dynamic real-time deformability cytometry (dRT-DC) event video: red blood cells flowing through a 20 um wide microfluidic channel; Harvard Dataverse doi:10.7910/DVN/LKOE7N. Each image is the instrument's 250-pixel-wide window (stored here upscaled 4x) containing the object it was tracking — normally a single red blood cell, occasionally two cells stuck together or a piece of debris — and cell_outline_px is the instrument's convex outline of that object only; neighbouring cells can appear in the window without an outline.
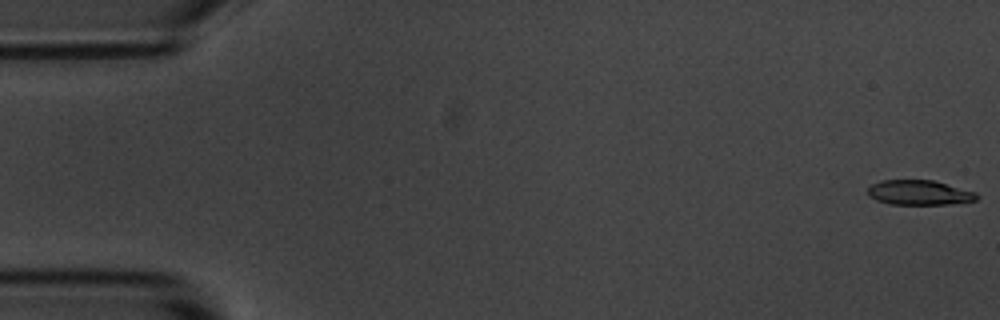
{"species": "common noctule bat (a hibernating species)", "species_latin": "Nyctalus noctula", "temperature_condition": "room temperature", "stored_images_in_passage": 5, "camera_frame_rate_fps": 3000, "um_per_image_px": 0.085, "animal": {"sex": "male", "body_mass_g": 20.1, "forearm_length_mm": 53.5}, "frame": {"image": 1, "passage_image": 1, "time_ms": 0.0, "image_size_px": [1000, 320], "cell_outline_px": [[980, 196], [976, 200], [952, 204], [888, 204], [876, 200], [868, 196], [868, 188], [872, 184], [880, 180], [932, 180], [976, 192]], "centroid_in_image_um": [78.13, 16.37], "position_along_channel_um": 6.9, "area_um2": 15.78}}